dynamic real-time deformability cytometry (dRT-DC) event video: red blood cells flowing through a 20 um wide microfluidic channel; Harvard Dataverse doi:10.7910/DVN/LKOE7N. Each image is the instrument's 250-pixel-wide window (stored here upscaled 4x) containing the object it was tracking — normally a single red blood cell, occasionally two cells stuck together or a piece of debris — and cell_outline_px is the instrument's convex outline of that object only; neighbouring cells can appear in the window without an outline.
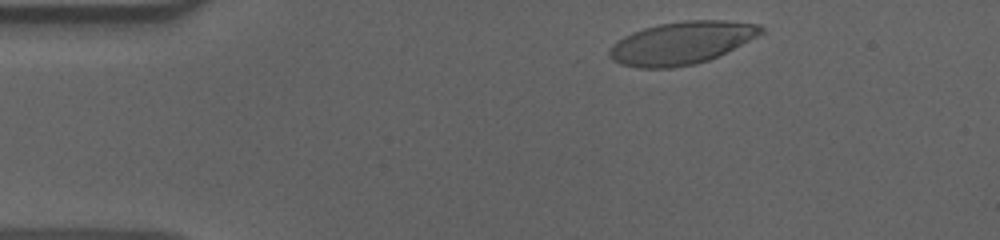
{"species": "human", "species_latin": "Homo sapiens", "temperature_condition": "cold", "stored_images_in_passage": 50, "camera_frame_rate_fps": 3000, "um_per_image_px": 0.085, "donor": {"sex": "male"}, "frame": {"image": 1, "passage_image": 3, "time_ms": 0.667, "image_size_px": [1000, 240], "cell_outline_px": [[764, 32], [708, 60], [696, 64], [672, 68], [636, 68], [620, 64], [612, 60], [608, 56], [608, 48], [612, 44], [624, 36], [632, 32], [644, 28], [660, 24], [684, 20], [724, 20], [760, 24], [764, 28]], "centroid_in_image_um": [57.86, 3.65], "position_along_channel_um": 27.1, "area_um2": 37.57}}
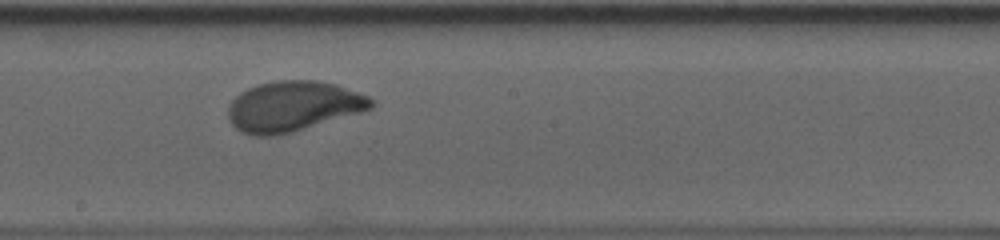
{"frame": {"image": 2, "passage_image": 25, "time_ms": 8.0, "image_size_px": [1000, 240], "cell_outline_px": [[376, 104], [372, 108], [360, 112], [292, 132], [272, 136], [252, 136], [240, 132], [228, 120], [228, 108], [232, 100], [240, 92], [256, 84], [276, 80], [316, 80], [336, 84], [368, 96]], "centroid_in_image_um": [24.88, 9.03], "position_along_channel_um": 223.3, "area_um2": 41.96}}
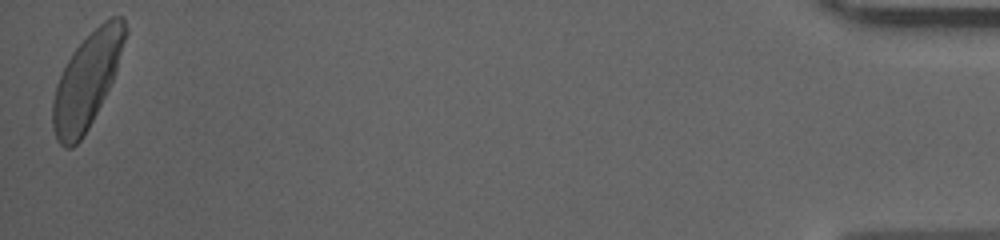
{"frame": {"image": 3, "passage_image": 50, "time_ms": 16.333, "image_size_px": [1000, 240], "cell_outline_px": [[128, 32], [112, 80], [88, 128], [80, 140], [72, 148], [64, 148], [56, 140], [52, 128], [52, 100], [56, 84], [72, 52], [104, 20], [112, 16], [124, 16], [128, 28]], "centroid_in_image_um": [7.37, 6.85], "position_along_channel_um": 427.8, "area_um2": 39.42}, "authors_computed_cell_mechanics": {"area_um2": 39.304, "velocity_mm_per_s": 3.5783, "shape_relaxation_time_tau1_ms": 3.7212, "shape_relaxation_time_tau2_ms": null, "deformation_change_tau1": 0.1782, "deformation_change_tau2": null}}